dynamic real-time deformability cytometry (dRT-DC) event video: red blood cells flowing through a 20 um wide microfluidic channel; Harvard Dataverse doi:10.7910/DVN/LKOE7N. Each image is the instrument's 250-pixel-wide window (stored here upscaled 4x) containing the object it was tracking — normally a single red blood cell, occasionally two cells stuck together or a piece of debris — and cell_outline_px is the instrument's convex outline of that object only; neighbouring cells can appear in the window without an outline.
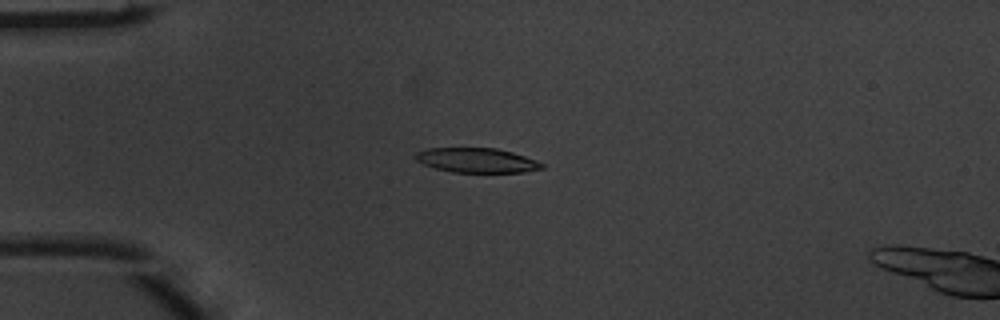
{"species": "common noctule bat (a hibernating species)", "species_latin": "Nyctalus noctula", "temperature_condition": "warm", "stored_images_in_passage": 5, "camera_frame_rate_fps": 3000, "um_per_image_px": 0.085, "animal": {"sex": "male", "body_mass_g": 20.1, "forearm_length_mm": 53.5}, "frame": {"image": 1, "passage_image": 4, "time_ms": 1.0, "image_size_px": [1000, 320], "cell_outline_px": [[544, 168], [524, 172], [452, 172], [436, 168], [424, 164], [416, 160], [416, 152], [428, 148], [496, 148], [512, 152], [536, 160], [544, 164]], "centroid_in_image_um": [40.54, 13.62], "position_along_channel_um": 44.5, "area_um2": 17.98}}